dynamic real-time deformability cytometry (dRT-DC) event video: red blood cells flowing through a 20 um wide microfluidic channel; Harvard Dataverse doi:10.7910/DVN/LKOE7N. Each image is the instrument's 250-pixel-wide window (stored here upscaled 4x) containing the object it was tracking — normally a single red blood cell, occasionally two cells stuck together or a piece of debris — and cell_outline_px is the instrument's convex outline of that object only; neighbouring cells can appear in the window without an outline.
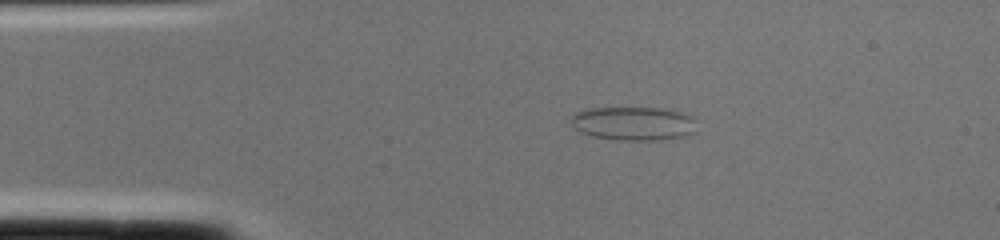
{"species": "common noctule bat (a hibernating species)", "species_latin": "Nyctalus noctula", "temperature_condition": "cold", "stored_images_in_passage": 2, "camera_frame_rate_fps": 3000, "um_per_image_px": 0.085, "animal": {"sex": "female", "body_mass_g": 22.0, "forearm_length_mm": 56.7}, "frame": {"image": 1, "passage_image": 1, "time_ms": 0.0, "image_size_px": [1000, 240], "cell_outline_px": [[696, 132], [684, 136], [660, 140], [616, 140], [592, 136], [580, 132], [572, 128], [572, 116], [576, 112], [592, 108], [660, 108], [680, 112], [696, 116]], "centroid_in_image_um": [53.89, 10.5], "position_along_channel_um": 31.1, "area_um2": 24.97}}